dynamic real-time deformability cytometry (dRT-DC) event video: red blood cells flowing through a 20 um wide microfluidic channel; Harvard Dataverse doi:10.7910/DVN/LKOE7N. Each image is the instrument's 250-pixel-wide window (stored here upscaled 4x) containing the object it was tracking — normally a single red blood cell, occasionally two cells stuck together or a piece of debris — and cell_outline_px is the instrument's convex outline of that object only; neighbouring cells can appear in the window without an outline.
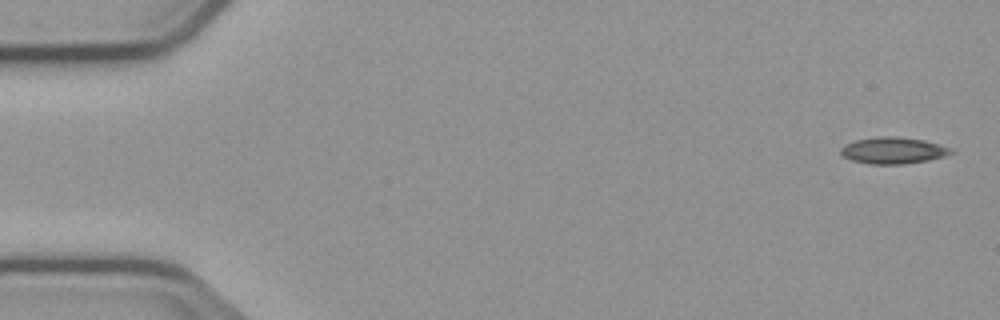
{"species": "common noctule bat (a hibernating species)", "species_latin": "Nyctalus noctula", "temperature_condition": "cold", "stored_images_in_passage": 5, "camera_frame_rate_fps": 3000, "um_per_image_px": 0.085, "animal": {"sex": "male", "body_mass_g": 23.1, "forearm_length_mm": 52.7}, "frame": {"image": 1, "passage_image": 1, "time_ms": 0.0, "image_size_px": [1000, 320], "cell_outline_px": [[956, 152], [944, 156], [928, 160], [904, 164], [868, 164], [852, 160], [844, 156], [840, 152], [840, 148], [844, 144], [856, 140], [880, 136], [896, 136], [924, 140], [940, 144], [952, 148]], "centroid_in_image_um": [75.94, 12.78], "position_along_channel_um": 9.1, "area_um2": 17.17}}